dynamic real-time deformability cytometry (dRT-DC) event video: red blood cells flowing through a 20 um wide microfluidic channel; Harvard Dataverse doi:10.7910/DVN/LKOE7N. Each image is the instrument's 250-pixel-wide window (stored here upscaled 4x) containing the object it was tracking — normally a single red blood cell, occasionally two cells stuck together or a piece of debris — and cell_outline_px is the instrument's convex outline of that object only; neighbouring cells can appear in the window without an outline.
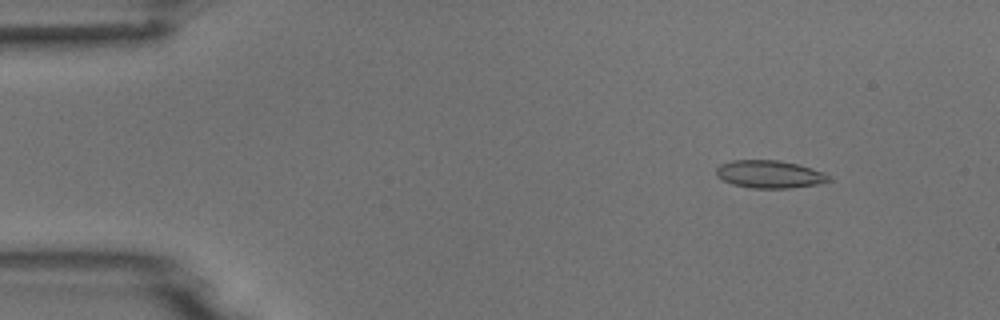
{"species": "common noctule bat (a hibernating species)", "species_latin": "Nyctalus noctula", "temperature_condition": "room temperature", "stored_images_in_passage": 4, "camera_frame_rate_fps": 3000, "um_per_image_px": 0.085, "animal": {"sex": "male", "body_mass_g": 18.8}, "frame": {"image": 1, "passage_image": 1, "time_ms": 0.0, "image_size_px": [1000, 320], "cell_outline_px": [[832, 180], [816, 184], [792, 188], [752, 188], [732, 184], [716, 176], [716, 168], [720, 164], [732, 160], [776, 160], [796, 164], [812, 168], [824, 172]], "centroid_in_image_um": [65.39, 14.81], "position_along_channel_um": 19.6, "area_um2": 18.09}}
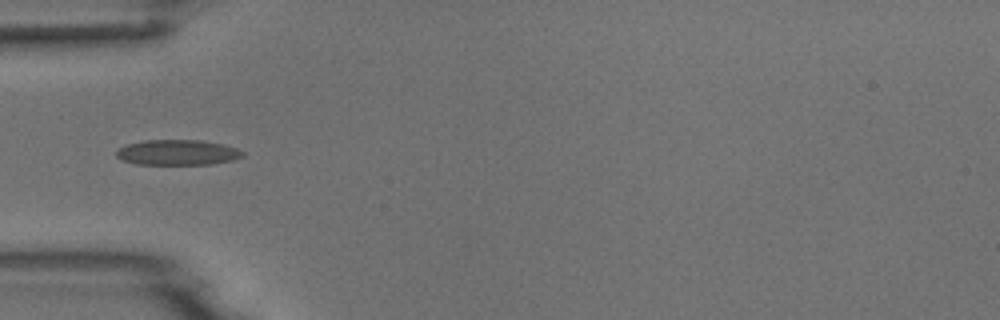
{"frame": {"image": 2, "passage_image": 4, "time_ms": 3.667, "image_size_px": [1000, 320], "cell_outline_px": [[244, 156], [232, 160], [212, 164], [136, 164], [120, 160], [116, 156], [116, 152], [124, 144], [144, 140], [200, 140], [224, 144], [236, 148], [244, 152]], "centroid_in_image_um": [15.07, 12.95], "position_along_channel_um": 69.9, "area_um2": 18.79}}